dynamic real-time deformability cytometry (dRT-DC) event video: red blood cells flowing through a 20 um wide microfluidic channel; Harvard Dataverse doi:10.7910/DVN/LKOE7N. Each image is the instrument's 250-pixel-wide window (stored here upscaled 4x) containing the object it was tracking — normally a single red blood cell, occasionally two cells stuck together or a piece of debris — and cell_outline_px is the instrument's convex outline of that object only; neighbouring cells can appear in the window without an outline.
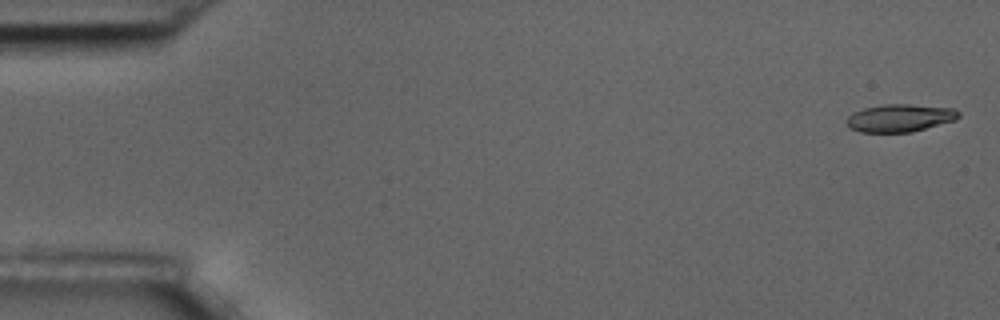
{"species": "common noctule bat (a hibernating species)", "species_latin": "Nyctalus noctula", "temperature_condition": "room temperature", "stored_images_in_passage": 5, "camera_frame_rate_fps": 3000, "um_per_image_px": 0.085, "animal": {"sex": "male", "body_mass_g": 17.5, "forearm_length_mm": 52.3}, "frame": {"image": 1, "passage_image": 1, "time_ms": 0.0, "image_size_px": [1000, 320], "cell_outline_px": [[960, 116], [956, 120], [912, 132], [860, 132], [848, 128], [844, 124], [844, 120], [852, 112], [864, 108], [884, 104], [908, 104], [952, 108], [960, 112]], "centroid_in_image_um": [76.44, 10.03], "position_along_channel_um": 8.6, "area_um2": 18.32}}
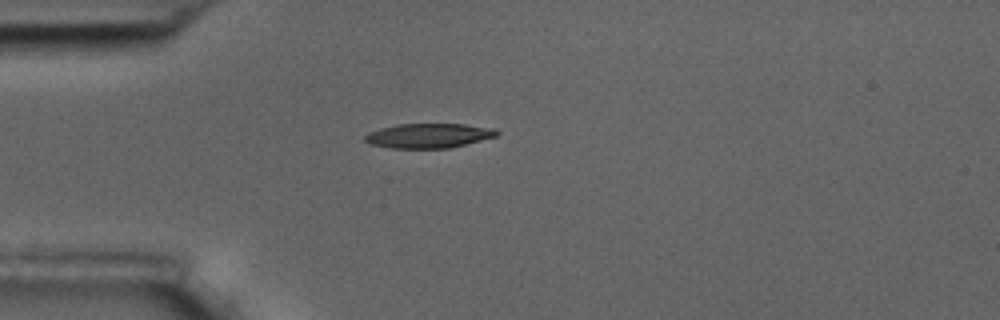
{"frame": {"image": 2, "passage_image": 5, "time_ms": 1.333, "image_size_px": [1000, 320], "cell_outline_px": [[500, 132], [496, 136], [448, 148], [388, 148], [372, 144], [364, 140], [364, 136], [368, 132], [380, 128], [396, 124], [464, 124], [496, 128]], "centroid_in_image_um": [36.42, 11.52], "position_along_channel_um": 48.6, "area_um2": 18.84}}